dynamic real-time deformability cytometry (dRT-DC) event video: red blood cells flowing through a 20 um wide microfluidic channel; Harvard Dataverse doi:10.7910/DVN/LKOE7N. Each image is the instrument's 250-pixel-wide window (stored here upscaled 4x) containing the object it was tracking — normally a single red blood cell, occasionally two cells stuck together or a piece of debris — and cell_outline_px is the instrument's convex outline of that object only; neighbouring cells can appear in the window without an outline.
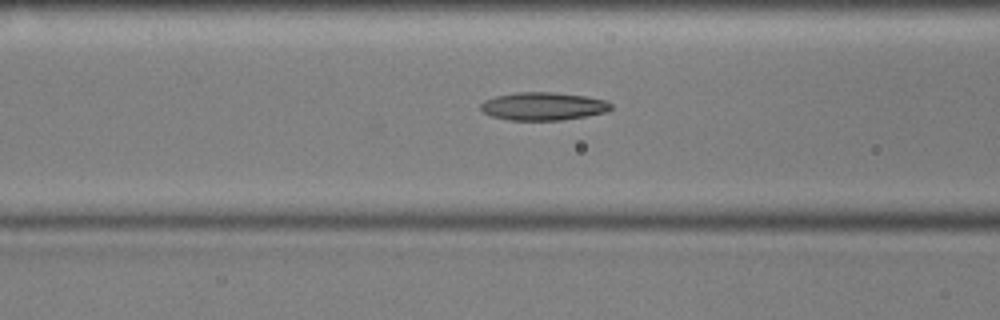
{"species": "common noctule bat (a hibernating species)", "species_latin": "Nyctalus noctula", "temperature_condition": "cold", "stored_images_in_passage": 33, "camera_frame_rate_fps": 3000, "um_per_image_px": 0.085, "animal": {"sex": "male", "body_mass_g": 17.9, "forearm_length_mm": 54.2}, "frame": {"image": 1, "passage_image": 6, "time_ms": 1.667, "image_size_px": [1000, 320], "cell_outline_px": [[612, 108], [608, 112], [564, 120], [508, 120], [492, 116], [484, 112], [480, 108], [480, 104], [484, 100], [496, 96], [516, 92], [552, 92], [584, 96], [604, 100], [612, 104]], "centroid_in_image_um": [46.17, 9.03], "position_along_channel_um": 120.4, "area_um2": 21.27}}
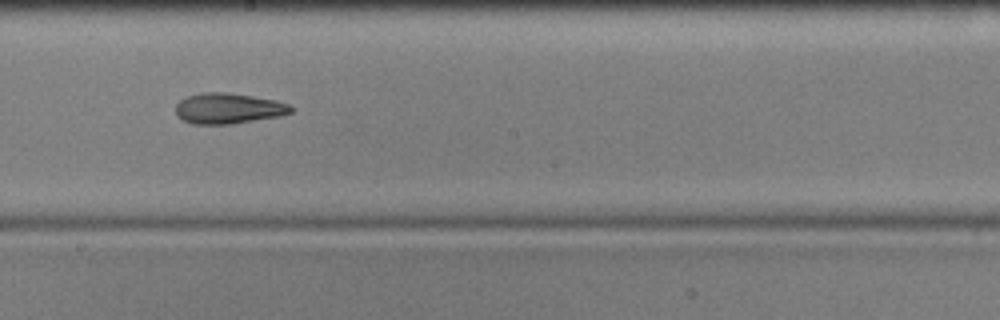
{"frame": {"image": 2, "passage_image": 15, "time_ms": 4.667, "image_size_px": [1000, 320], "cell_outline_px": [[292, 112], [280, 116], [232, 124], [192, 124], [176, 116], [176, 104], [180, 100], [188, 96], [200, 92], [228, 92], [276, 100], [288, 104], [292, 108]], "centroid_in_image_um": [19.39, 9.21], "position_along_channel_um": 228.8, "area_um2": 20.63}}
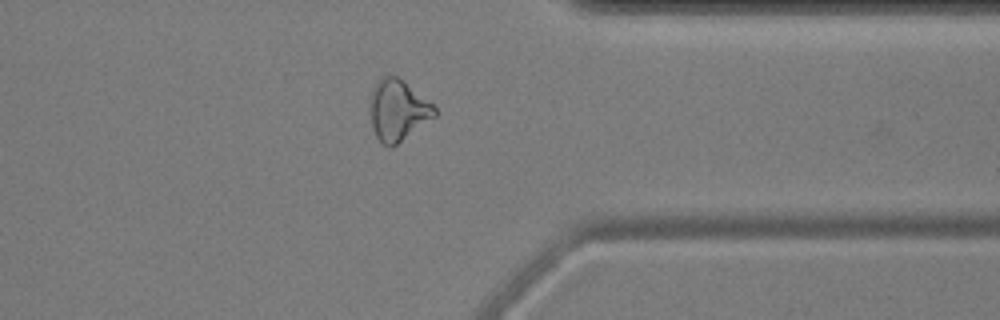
{"frame": {"image": 3, "passage_image": 28, "time_ms": 9.0, "image_size_px": [1000, 320], "cell_outline_px": [[436, 116], [392, 148], [388, 148], [376, 136], [372, 128], [372, 88], [376, 80], [380, 76], [396, 76], [404, 80], [432, 104], [436, 108]], "centroid_in_image_um": [33.83, 9.37], "position_along_channel_um": 377.6, "area_um2": 22.72}, "authors_computed_cell_mechanics": {"area_um2": 20.808, "velocity_mm_per_s": 3.6044, "shape_relaxation_time_tau1_ms": 10.1138, "shape_relaxation_time_tau2_ms": 7.2847, "deformation_change_tau1": 0.2101, "deformation_change_tau2": 0.1843}}